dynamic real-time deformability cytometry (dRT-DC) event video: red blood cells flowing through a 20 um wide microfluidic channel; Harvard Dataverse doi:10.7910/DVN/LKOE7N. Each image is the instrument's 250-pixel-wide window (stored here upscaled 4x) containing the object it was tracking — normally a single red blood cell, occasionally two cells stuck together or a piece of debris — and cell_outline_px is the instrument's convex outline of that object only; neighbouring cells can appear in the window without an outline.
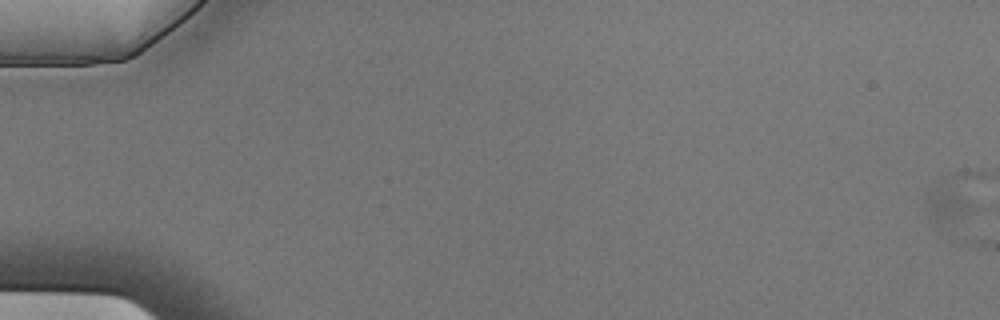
{"species": "Egyptian fruit bat (a non-hibernating species)", "species_latin": "Rousettus aegyptiacus", "temperature_condition": "cold", "stored_images_in_passage": 6, "camera_frame_rate_fps": 3000, "um_per_image_px": 0.085, "animal": {"sex": "male"}, "frame": {"image": 1, "passage_image": 1, "time_ms": 0.0, "image_size_px": [1000, 320], "cell_outline_px": [[976, 208], [952, 220], [936, 220], [928, 216], [924, 200], [940, 180], [952, 176], [956, 176]], "centroid_in_image_um": [80.6, 17.03], "position_along_channel_um": 4.4, "area_um2": 10.92}}